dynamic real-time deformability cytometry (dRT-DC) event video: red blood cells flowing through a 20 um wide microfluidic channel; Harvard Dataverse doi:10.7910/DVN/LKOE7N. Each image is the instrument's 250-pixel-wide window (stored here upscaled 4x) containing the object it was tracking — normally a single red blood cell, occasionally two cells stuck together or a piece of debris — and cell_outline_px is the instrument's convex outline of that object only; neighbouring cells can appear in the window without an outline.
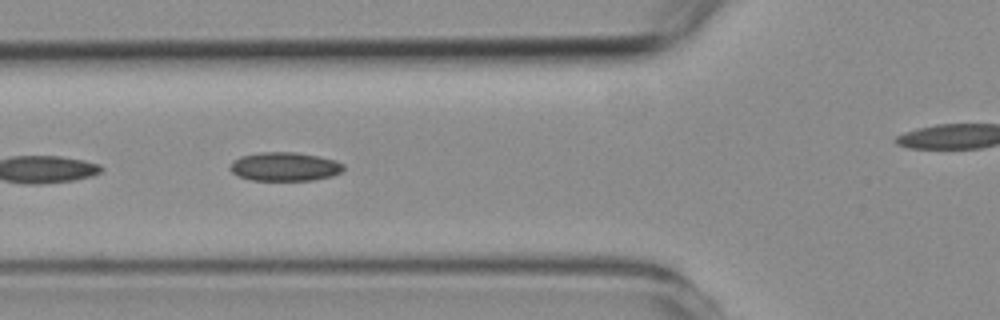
{"species": "common noctule bat (a hibernating species)", "species_latin": "Nyctalus noctula", "temperature_condition": "room temperature", "stored_images_in_passage": 6, "segment_of_instrument_passage": [1, 2], "camera_frame_rate_fps": 3000, "um_per_image_px": 0.085, "animal": {"sex": "female", "body_mass_g": 19.3, "forearm_length_mm": 54.1}, "frame": {"image": 1, "passage_image": 3, "time_ms": 2.333, "image_size_px": [1000, 320], "cell_outline_px": [[344, 168], [340, 172], [332, 176], [312, 180], [252, 180], [240, 176], [232, 172], [228, 168], [232, 160], [240, 156], [260, 152], [296, 152], [320, 156], [336, 160], [344, 164]], "centroid_in_image_um": [24.2, 14.15], "position_along_channel_um": 101.6, "area_um2": 19.13}}
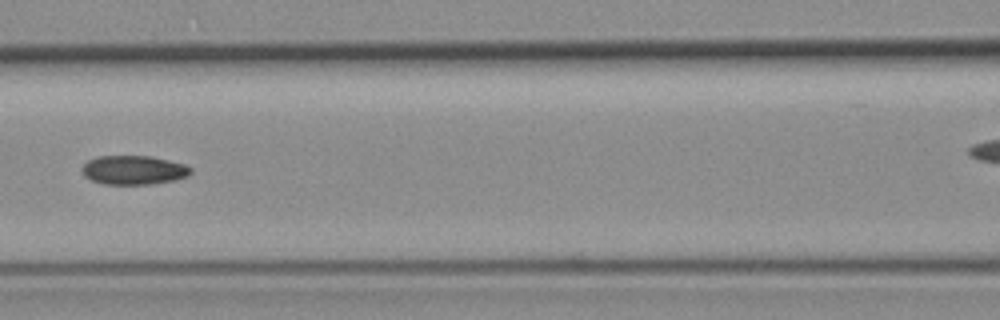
{"frame": {"image": 2, "passage_image": 4, "time_ms": 3.667, "image_size_px": [1000, 320], "cell_outline_px": [[192, 172], [188, 176], [172, 180], [152, 184], [104, 184], [92, 180], [84, 176], [80, 168], [88, 160], [96, 156], [152, 156], [184, 164], [192, 168]], "centroid_in_image_um": [11.34, 14.45], "position_along_channel_um": 155.3, "area_um2": 18.44}}
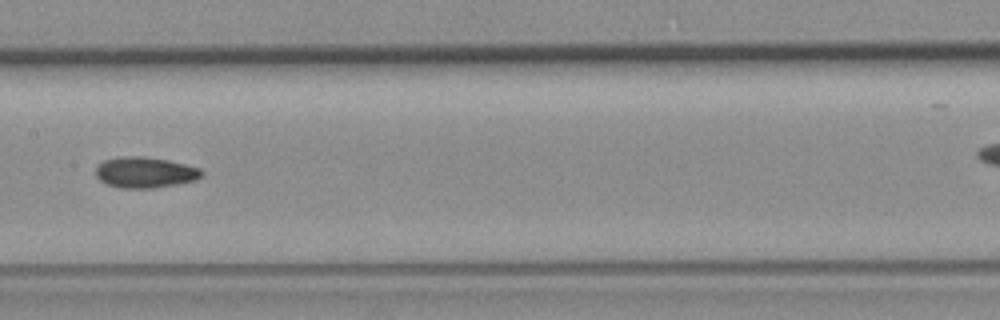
{"frame": {"image": 3, "passage_image": 5, "time_ms": 4.667, "image_size_px": [1000, 320], "cell_outline_px": [[204, 172], [196, 180], [176, 184], [152, 188], [124, 188], [108, 184], [100, 180], [96, 176], [96, 168], [104, 160], [120, 156], [144, 156], [168, 160], [200, 168]], "centroid_in_image_um": [12.33, 14.64], "position_along_channel_um": 195.1, "area_um2": 18.9}}